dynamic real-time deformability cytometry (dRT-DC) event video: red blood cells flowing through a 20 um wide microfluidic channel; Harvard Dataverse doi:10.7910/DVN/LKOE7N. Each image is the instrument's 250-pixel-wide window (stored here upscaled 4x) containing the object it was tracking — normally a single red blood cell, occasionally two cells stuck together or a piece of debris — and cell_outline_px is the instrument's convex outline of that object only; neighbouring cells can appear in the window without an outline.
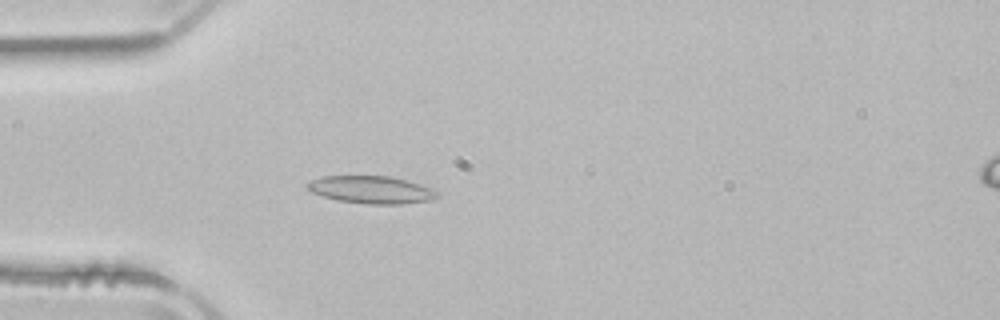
{"species": "common noctule bat (a hibernating species)", "species_latin": "Nyctalus noctula", "temperature_condition": "room temperature", "stored_images_in_passage": 51, "camera_frame_rate_fps": 3000, "um_per_image_px": 0.085, "animal": {"sex": "male", "body_mass_g": 21.5, "forearm_length_mm": 52.0}, "frame": {"image": 1, "passage_image": 14, "time_ms": 4.333, "image_size_px": [1000, 320], "cell_outline_px": [[440, 196], [432, 200], [404, 204], [368, 204], [336, 200], [312, 192], [308, 188], [308, 184], [312, 180], [320, 176], [392, 176], [408, 180], [436, 188], [440, 192]], "centroid_in_image_um": [31.68, 16.12], "position_along_channel_um": 53.3, "area_um2": 21.15}}
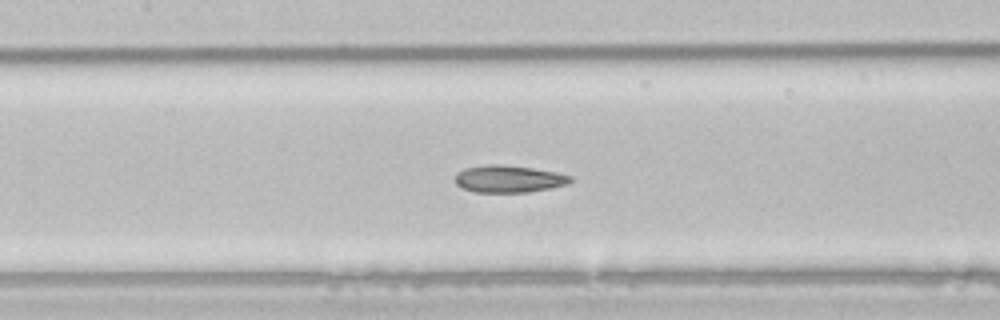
{"frame": {"image": 2, "passage_image": 23, "time_ms": 7.333, "image_size_px": [1000, 320], "cell_outline_px": [[572, 180], [568, 184], [552, 188], [528, 192], [476, 192], [464, 188], [456, 184], [456, 172], [464, 168], [488, 164], [496, 164], [532, 168], [556, 172], [572, 176]], "centroid_in_image_um": [43.26, 15.2], "position_along_channel_um": 164.1, "area_um2": 18.21}}
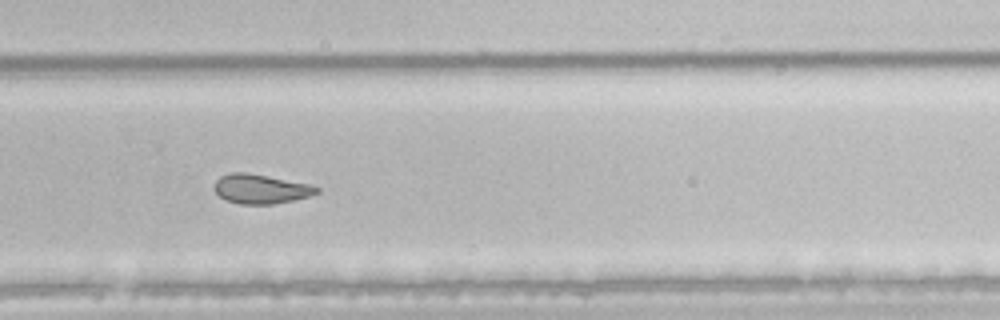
{"frame": {"image": 3, "passage_image": 34, "time_ms": 11.0, "image_size_px": [1000, 320], "cell_outline_px": [[320, 192], [308, 196], [292, 200], [272, 204], [240, 204], [228, 200], [220, 196], [212, 188], [212, 184], [220, 176], [232, 172], [244, 172], [312, 184], [320, 188]], "centroid_in_image_um": [22.15, 16.05], "position_along_channel_um": 307.7, "area_um2": 17.51}, "authors_computed_cell_mechanics": {"area_um2": 20.4034, "velocity_mm_per_s": 3.9303, "shape_relaxation_time_tau1_ms": null, "shape_relaxation_time_tau2_ms": 2.6349, "deformation_change_tau1": null, "deformation_change_tau2": 0.0781}}